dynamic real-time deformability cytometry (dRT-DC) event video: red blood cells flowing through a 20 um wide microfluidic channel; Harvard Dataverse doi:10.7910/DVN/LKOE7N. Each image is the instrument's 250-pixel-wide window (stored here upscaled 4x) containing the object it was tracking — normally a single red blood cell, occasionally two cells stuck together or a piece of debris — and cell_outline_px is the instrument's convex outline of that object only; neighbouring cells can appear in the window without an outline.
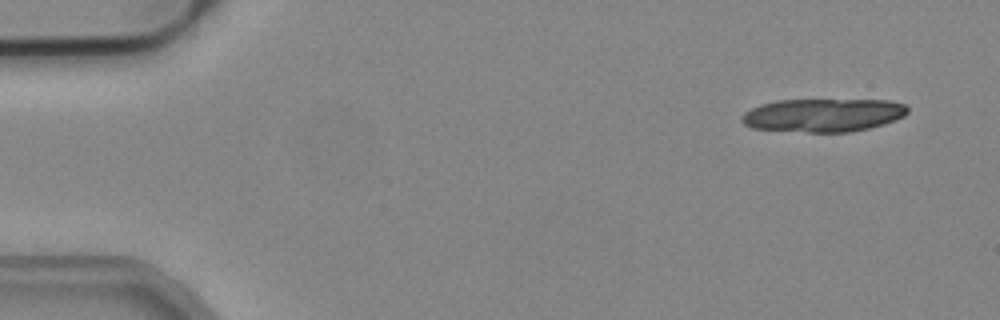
{"species": "common noctule bat (a hibernating species)", "species_latin": "Nyctalus noctula", "temperature_condition": "cold", "stored_images_in_passage": 18, "camera_frame_rate_fps": 3000, "um_per_image_px": 0.085, "animal": {"sex": "male", "body_mass_g": 19.2, "forearm_length_mm": 51.8}, "frame": {"image": 1, "passage_image": 4, "time_ms": 1.0, "image_size_px": [1000, 320], "cell_outline_px": [[908, 112], [904, 116], [896, 120], [884, 124], [852, 132], [808, 132], [752, 128], [744, 124], [740, 120], [740, 116], [744, 112], [760, 104], [776, 100], [888, 100], [904, 104], [908, 108]], "centroid_in_image_um": [69.96, 9.78], "position_along_channel_um": 15.0, "area_um2": 32.31}}